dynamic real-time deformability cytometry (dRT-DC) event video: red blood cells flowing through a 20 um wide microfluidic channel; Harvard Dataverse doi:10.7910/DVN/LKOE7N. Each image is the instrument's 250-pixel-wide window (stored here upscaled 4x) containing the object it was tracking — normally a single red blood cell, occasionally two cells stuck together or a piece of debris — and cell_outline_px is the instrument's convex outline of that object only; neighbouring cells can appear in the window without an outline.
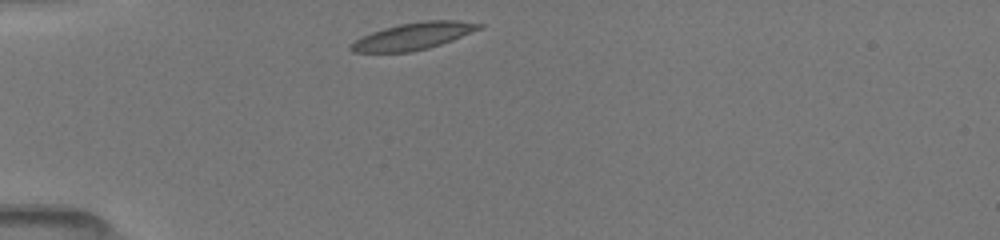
{"species": "common noctule bat (a hibernating species)", "species_latin": "Nyctalus noctula", "temperature_condition": "room temperature", "stored_images_in_passage": 37, "camera_frame_rate_fps": 3000, "um_per_image_px": 0.085, "animal": {"sex": "female", "body_mass_g": 19.5, "forearm_length_mm": 54.1}, "frame": {"image": 1, "passage_image": 1, "time_ms": 0.0, "image_size_px": [1000, 240], "cell_outline_px": [[484, 28], [452, 40], [428, 48], [412, 52], [352, 52], [348, 48], [356, 40], [372, 32], [384, 28], [400, 24], [424, 20], [460, 20], [484, 24]], "centroid_in_image_um": [35.2, 3.06], "position_along_channel_um": 49.8, "area_um2": 20.11}}
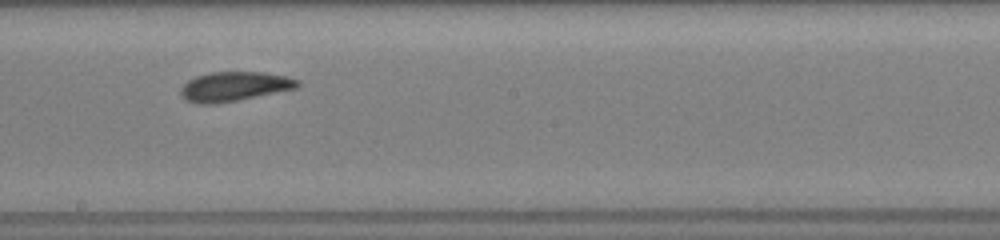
{"frame": {"image": 2, "passage_image": 16, "time_ms": 5.0, "image_size_px": [1000, 240], "cell_outline_px": [[300, 84], [296, 88], [216, 104], [196, 104], [184, 100], [180, 96], [180, 88], [188, 80], [196, 76], [208, 72], [264, 72], [288, 76], [300, 80]], "centroid_in_image_um": [19.87, 7.34], "position_along_channel_um": 228.3, "area_um2": 20.17}}
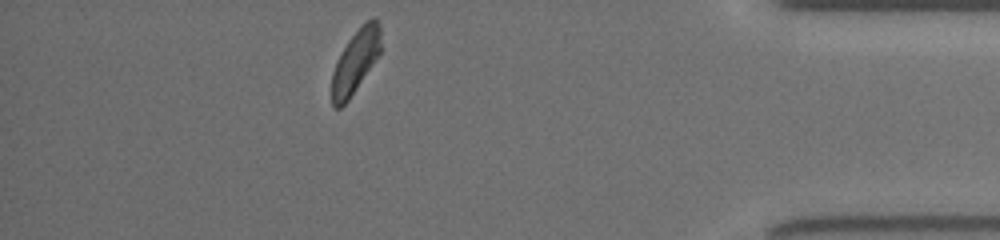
{"frame": {"image": 3, "passage_image": 32, "time_ms": 10.333, "image_size_px": [1000, 240], "cell_outline_px": [[380, 56], [348, 100], [340, 108], [336, 108], [332, 104], [332, 72], [348, 40], [372, 16], [376, 16], [380, 24]], "centroid_in_image_um": [30.25, 5.22], "position_along_channel_um": 405.0, "area_um2": 17.86}, "authors_computed_cell_mechanics": {"area_um2": 19.652, "velocity_mm_per_s": 4.0077, "shape_relaxation_time_tau1_ms": 5.5007, "shape_relaxation_time_tau2_ms": 2.0367, "deformation_change_tau1": 0.1525, "deformation_change_tau2": 0.0846}}